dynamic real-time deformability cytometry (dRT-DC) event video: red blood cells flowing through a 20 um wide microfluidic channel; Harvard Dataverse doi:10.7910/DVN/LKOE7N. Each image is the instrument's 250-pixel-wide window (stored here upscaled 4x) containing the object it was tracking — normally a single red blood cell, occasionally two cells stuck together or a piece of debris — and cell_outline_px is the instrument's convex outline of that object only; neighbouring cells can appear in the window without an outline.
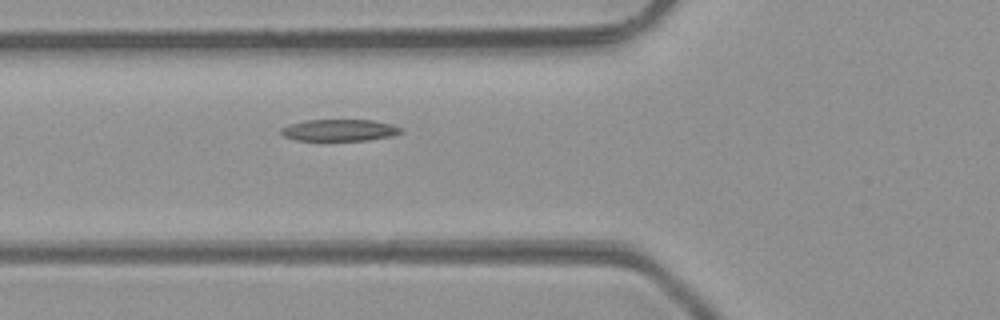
{"species": "common noctule bat (a hibernating species)", "species_latin": "Nyctalus noctula", "temperature_condition": "room temperature", "stored_images_in_passage": 28, "camera_frame_rate_fps": 3000, "um_per_image_px": 0.085, "animal": {"sex": "male", "body_mass_g": 23.1, "forearm_length_mm": 52.7}, "frame": {"image": 1, "passage_image": 3, "time_ms": 0.667, "image_size_px": [1000, 320], "cell_outline_px": [[404, 132], [392, 136], [368, 140], [296, 140], [284, 136], [280, 132], [280, 128], [288, 124], [304, 120], [372, 120], [392, 124], [404, 128]], "centroid_in_image_um": [28.88, 11.06], "position_along_channel_um": 96.9, "area_um2": 15.32}}
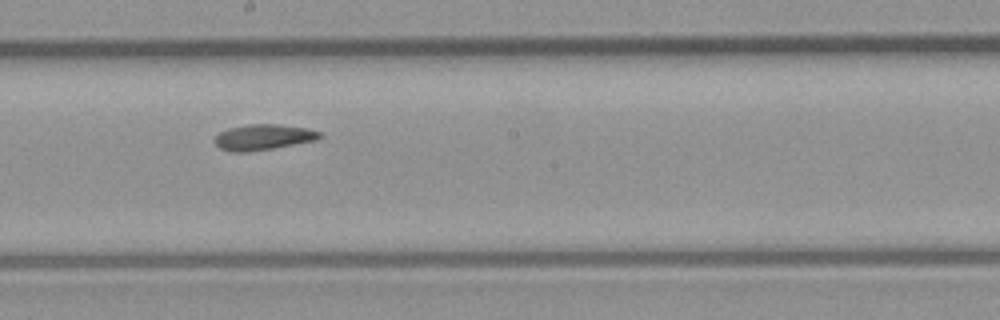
{"frame": {"image": 2, "passage_image": 12, "time_ms": 3.667, "image_size_px": [1000, 320], "cell_outline_px": [[324, 136], [316, 140], [272, 148], [248, 152], [232, 152], [220, 148], [216, 144], [216, 136], [220, 132], [228, 128], [252, 124], [276, 124], [304, 128], [320, 132]], "centroid_in_image_um": [22.38, 11.66], "position_along_channel_um": 225.8, "area_um2": 15.43}}
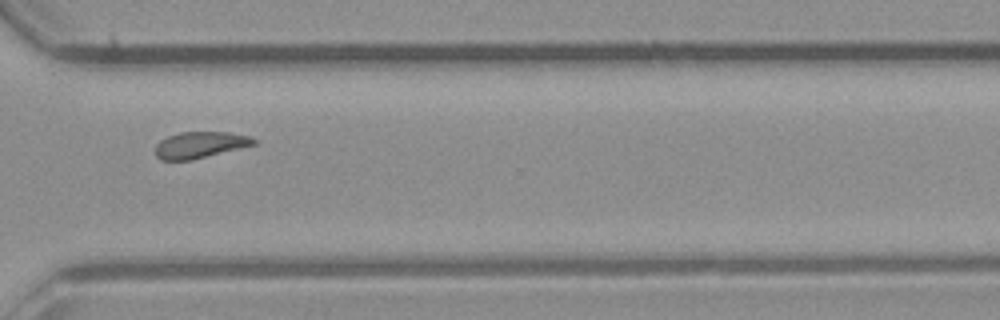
{"frame": {"image": 3, "passage_image": 21, "time_ms": 6.667, "image_size_px": [1000, 320], "cell_outline_px": [[256, 144], [192, 160], [160, 160], [156, 156], [156, 144], [160, 140], [168, 136], [180, 132], [228, 132], [252, 136], [256, 140]], "centroid_in_image_um": [17.0, 12.31], "position_along_channel_um": 353.6, "area_um2": 15.14}, "authors_computed_cell_mechanics": {"area_um2": 15.7216, "velocity_mm_per_s": 4.2708, "shape_relaxation_time_tau1_ms": 5.2832, "shape_relaxation_time_tau2_ms": 4.8125, "deformation_change_tau1": 0.1544, "deformation_change_tau2": 0.1182}}